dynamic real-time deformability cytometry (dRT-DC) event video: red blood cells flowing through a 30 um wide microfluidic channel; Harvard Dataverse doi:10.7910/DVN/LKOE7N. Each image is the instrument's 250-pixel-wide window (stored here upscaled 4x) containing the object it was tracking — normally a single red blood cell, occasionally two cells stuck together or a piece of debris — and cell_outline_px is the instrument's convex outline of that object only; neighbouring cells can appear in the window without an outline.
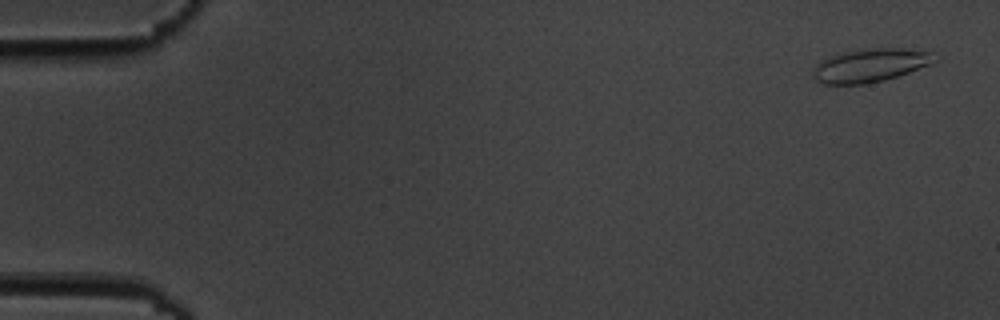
{"species": "common noctule bat (a hibernating species)", "species_latin": "Nyctalus noctula", "temperature_condition": "cold", "stored_images_in_passage": 6, "camera_frame_rate_fps": 3000, "um_per_image_px": 0.085, "animal": {"sex": "male", "body_mass_g": 19.5, "forearm_length_mm": 54.6}, "frame": {"image": 1, "passage_image": 1, "time_ms": 0.0, "image_size_px": [1000, 320], "cell_outline_px": [[936, 60], [932, 64], [884, 80], [868, 84], [824, 84], [812, 80], [812, 72], [816, 64], [820, 60], [828, 56], [868, 48], [900, 48], [932, 52]], "centroid_in_image_um": [73.91, 5.57], "position_along_channel_um": 11.1, "area_um2": 23.64}}
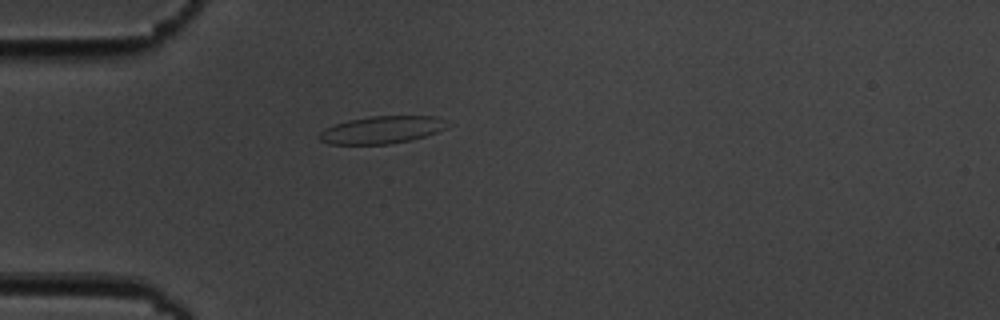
{"frame": {"image": 2, "passage_image": 5, "time_ms": 4.667, "image_size_px": [1000, 320], "cell_outline_px": [[452, 124], [448, 128], [412, 140], [388, 144], [328, 144], [320, 140], [316, 136], [324, 128], [348, 120], [368, 116], [436, 116]], "centroid_in_image_um": [32.46, 11.03], "position_along_channel_um": 52.5, "area_um2": 20.69}}